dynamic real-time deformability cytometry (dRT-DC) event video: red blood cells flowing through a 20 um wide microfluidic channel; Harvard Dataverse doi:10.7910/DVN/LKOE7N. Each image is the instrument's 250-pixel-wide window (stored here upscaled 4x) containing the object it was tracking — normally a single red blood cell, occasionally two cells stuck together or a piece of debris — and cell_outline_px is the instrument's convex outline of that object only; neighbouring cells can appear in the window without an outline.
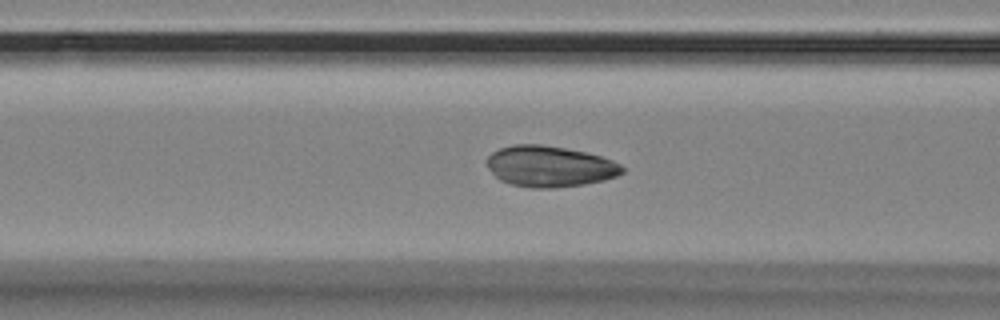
{"species": "Egyptian fruit bat (a non-hibernating species)", "species_latin": "Rousettus aegyptiacus", "temperature_condition": "room temperature", "stored_images_in_passage": 50, "camera_frame_rate_fps": 3000, "um_per_image_px": 0.085, "animal": {"sex": "female"}, "frame": {"image": 1, "passage_image": 21, "time_ms": 6.667, "image_size_px": [1000, 320], "cell_outline_px": [[624, 172], [616, 176], [604, 180], [584, 184], [552, 188], [532, 188], [508, 184], [500, 180], [484, 164], [484, 160], [492, 152], [500, 148], [516, 144], [540, 144], [564, 148], [584, 152], [600, 156], [612, 160], [620, 164], [624, 168]], "centroid_in_image_um": [46.68, 14.14], "position_along_channel_um": 119.9, "area_um2": 32.43}}
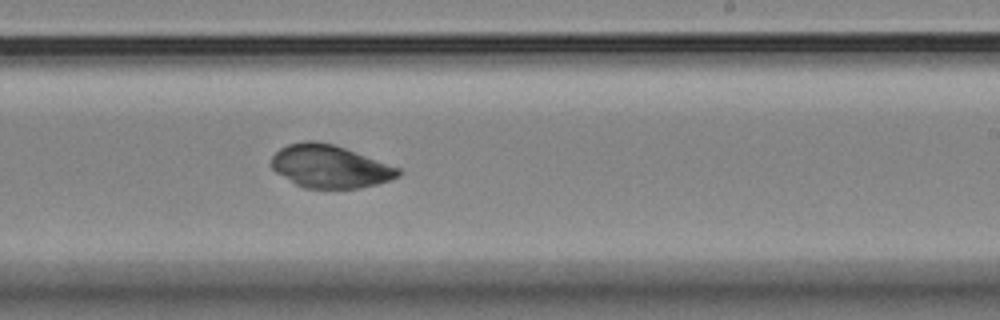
{"frame": {"image": 2, "passage_image": 33, "time_ms": 10.667, "image_size_px": [1000, 320], "cell_outline_px": [[404, 172], [400, 176], [376, 184], [360, 188], [304, 188], [296, 184], [276, 172], [272, 168], [272, 156], [280, 148], [288, 144], [304, 140], [316, 140], [332, 144], [344, 148], [400, 168]], "centroid_in_image_um": [28.04, 14.14], "position_along_channel_um": 261.0, "area_um2": 31.5}}
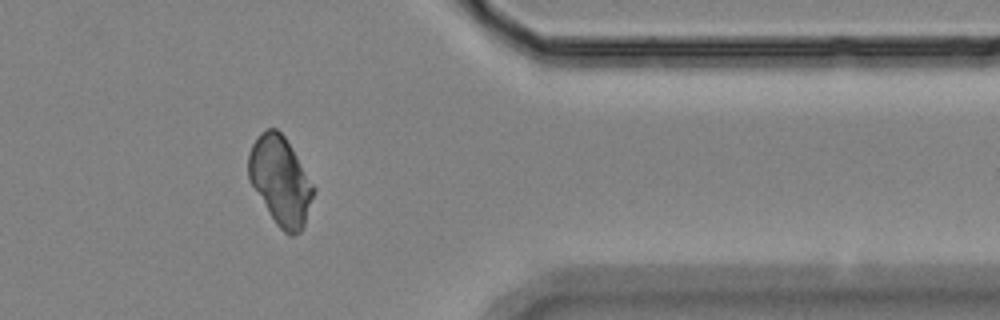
{"frame": {"image": 3, "passage_image": 45, "time_ms": 14.667, "image_size_px": [1000, 320], "cell_outline_px": [[316, 188], [304, 228], [300, 232], [292, 236], [288, 236], [276, 224], [252, 184], [248, 176], [248, 156], [252, 144], [260, 132], [268, 128], [276, 128], [284, 136]], "centroid_in_image_um": [23.85, 15.38], "position_along_channel_um": 387.5, "area_um2": 33.23}}